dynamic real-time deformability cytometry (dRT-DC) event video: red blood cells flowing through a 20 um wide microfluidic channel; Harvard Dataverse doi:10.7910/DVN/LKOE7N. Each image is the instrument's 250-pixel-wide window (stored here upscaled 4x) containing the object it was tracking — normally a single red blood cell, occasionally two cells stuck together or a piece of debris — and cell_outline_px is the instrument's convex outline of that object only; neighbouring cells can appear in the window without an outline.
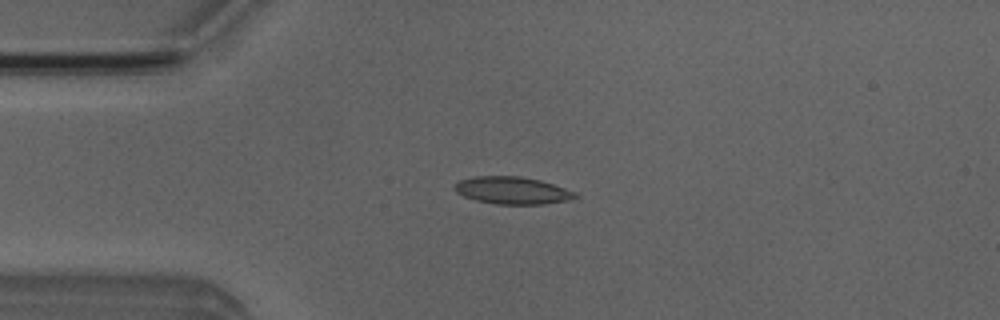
{"species": "Egyptian fruit bat (a non-hibernating species)", "species_latin": "Rousettus aegyptiacus", "temperature_condition": "room temperature", "stored_images_in_passage": 5, "camera_frame_rate_fps": 3000, "um_per_image_px": 0.085, "animal": {"sex": "male"}, "frame": {"image": 1, "passage_image": 3, "time_ms": 2.333, "image_size_px": [1000, 320], "cell_outline_px": [[580, 196], [568, 200], [544, 204], [496, 204], [476, 200], [464, 196], [456, 192], [452, 188], [460, 180], [476, 176], [520, 176], [540, 180], [576, 192]], "centroid_in_image_um": [43.55, 16.19], "position_along_channel_um": 41.5, "area_um2": 19.13}}